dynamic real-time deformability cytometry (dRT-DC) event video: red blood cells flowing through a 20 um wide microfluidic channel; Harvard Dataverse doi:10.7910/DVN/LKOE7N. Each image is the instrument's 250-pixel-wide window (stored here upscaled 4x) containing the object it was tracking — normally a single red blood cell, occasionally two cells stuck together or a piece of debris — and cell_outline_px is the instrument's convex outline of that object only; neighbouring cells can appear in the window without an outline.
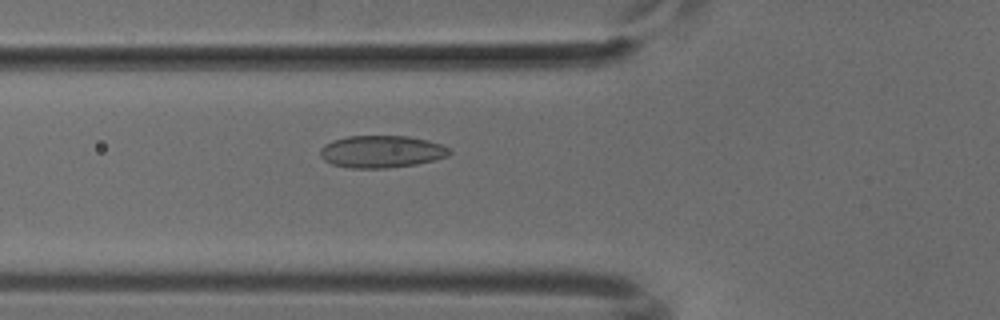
{"species": "common noctule bat (a hibernating species)", "species_latin": "Nyctalus noctula", "temperature_condition": "cold", "stored_images_in_passage": 53, "camera_frame_rate_fps": 3000, "um_per_image_px": 0.085, "animal": {"sex": "male", "body_mass_g": 18.8}, "frame": {"image": 1, "passage_image": 19, "time_ms": 6.0, "image_size_px": [1000, 320], "cell_outline_px": [[452, 152], [448, 156], [436, 160], [416, 164], [388, 168], [348, 168], [332, 164], [324, 160], [320, 156], [320, 148], [324, 144], [332, 140], [348, 136], [408, 136], [428, 140], [452, 148]], "centroid_in_image_um": [32.44, 12.89], "position_along_channel_um": 93.4, "area_um2": 24.57}}
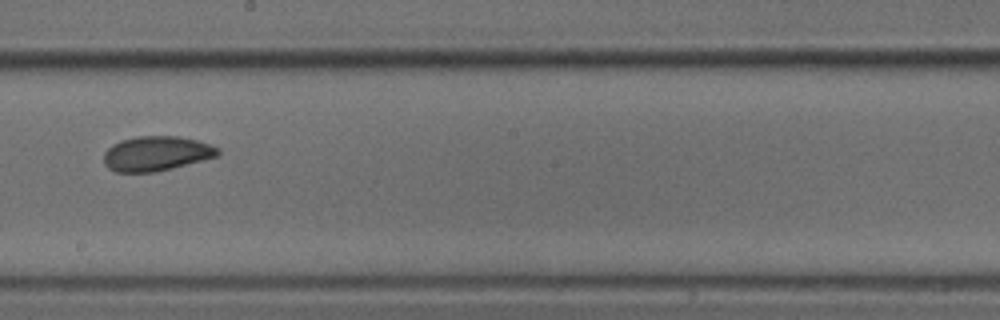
{"frame": {"image": 2, "passage_image": 30, "time_ms": 9.667, "image_size_px": [1000, 320], "cell_outline_px": [[220, 152], [216, 156], [172, 168], [156, 172], [116, 172], [108, 168], [104, 164], [104, 152], [112, 144], [120, 140], [136, 136], [176, 136], [196, 140], [220, 148]], "centroid_in_image_um": [13.24, 13.05], "position_along_channel_um": 235.0, "area_um2": 23.0}}
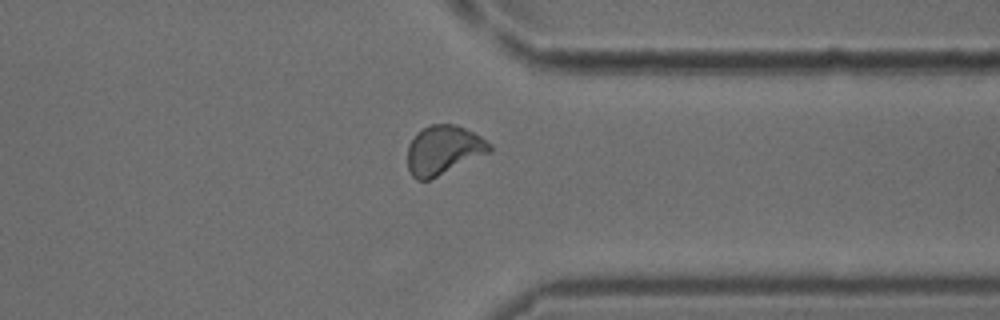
{"frame": {"image": 3, "passage_image": 41, "time_ms": 13.333, "image_size_px": [1000, 320], "cell_outline_px": [[492, 152], [428, 180], [416, 180], [412, 176], [408, 168], [408, 144], [416, 132], [432, 124], [456, 124], [480, 136], [492, 144]], "centroid_in_image_um": [37.7, 12.75], "position_along_channel_um": 373.7, "area_um2": 23.52}}